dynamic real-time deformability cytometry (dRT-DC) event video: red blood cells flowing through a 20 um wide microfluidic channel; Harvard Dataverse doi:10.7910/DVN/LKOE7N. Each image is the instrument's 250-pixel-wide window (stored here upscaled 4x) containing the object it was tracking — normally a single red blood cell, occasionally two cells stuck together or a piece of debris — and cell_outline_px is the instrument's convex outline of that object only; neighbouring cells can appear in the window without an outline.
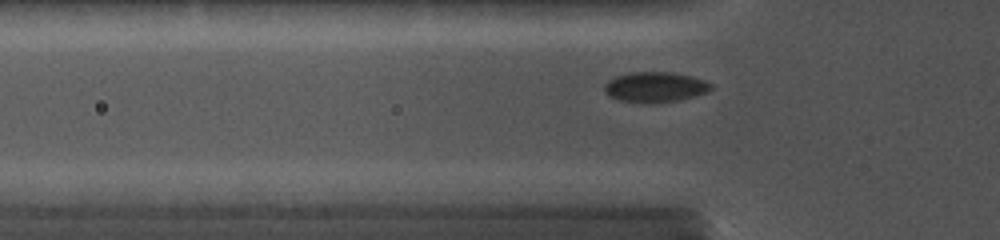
{"species": "common noctule bat (a hibernating species)", "species_latin": "Nyctalus noctula", "temperature_condition": "cold", "stored_images_in_passage": 32, "camera_frame_rate_fps": 5000, "um_per_image_px": 0.085, "animal": {"sex": "female", "body_mass_g": 19.0, "forearm_length_mm": 56.7}, "frame": {"image": 1, "passage_image": 5, "time_ms": 1.4, "image_size_px": [1000, 240], "cell_outline_px": [[712, 88], [708, 92], [680, 100], [652, 104], [648, 104], [620, 100], [608, 96], [604, 92], [604, 84], [608, 80], [616, 76], [628, 72], [672, 72], [692, 76], [704, 80], [712, 84]], "centroid_in_image_um": [55.67, 7.41], "position_along_channel_um": 70.1, "area_um2": 19.13}}
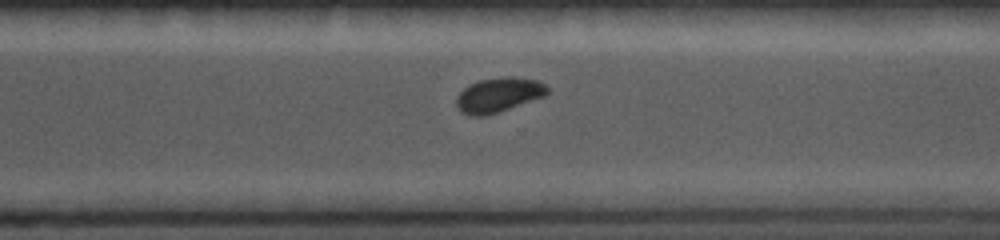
{"frame": {"image": 2, "passage_image": 22, "time_ms": 7.8, "image_size_px": [1000, 240], "cell_outline_px": [[548, 92], [544, 96], [488, 116], [472, 116], [460, 112], [456, 104], [456, 96], [468, 84], [480, 80], [508, 76], [536, 80], [544, 84], [548, 88]], "centroid_in_image_um": [42.34, 8.08], "position_along_channel_um": 328.3, "area_um2": 18.32}}
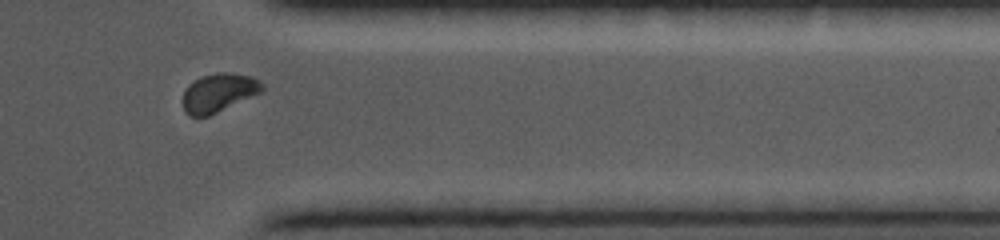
{"frame": {"image": 3, "passage_image": 25, "time_ms": 9.4, "image_size_px": [1000, 240], "cell_outline_px": [[264, 88], [260, 92], [208, 116], [188, 116], [184, 112], [184, 92], [188, 84], [200, 76], [216, 72], [232, 72], [252, 76], [260, 80], [264, 84]], "centroid_in_image_um": [18.58, 7.85], "position_along_channel_um": 392.8, "area_um2": 17.8}}